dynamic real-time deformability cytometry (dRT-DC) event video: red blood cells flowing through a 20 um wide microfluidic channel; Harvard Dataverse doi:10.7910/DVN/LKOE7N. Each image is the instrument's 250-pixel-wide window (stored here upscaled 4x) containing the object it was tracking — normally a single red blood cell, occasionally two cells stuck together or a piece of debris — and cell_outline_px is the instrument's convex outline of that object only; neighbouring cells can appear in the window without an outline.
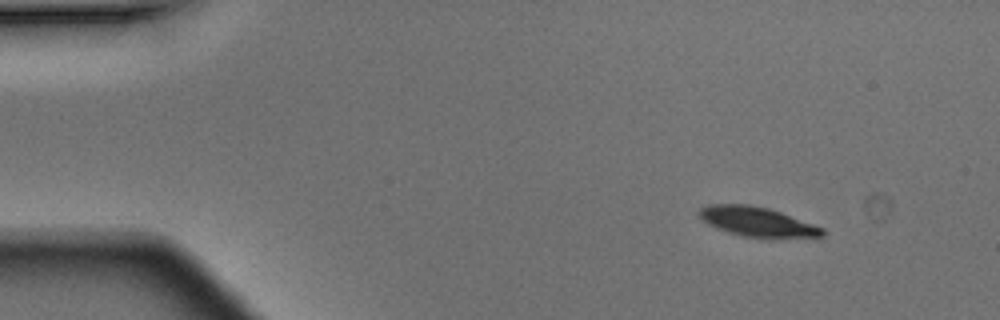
{"species": "Egyptian fruit bat (a non-hibernating species)", "species_latin": "Rousettus aegyptiacus", "temperature_condition": "warm", "stored_images_in_passage": 4, "camera_frame_rate_fps": 3000, "um_per_image_px": 0.085, "animal": {"sex": "male"}, "frame": {"image": 1, "passage_image": 1, "time_ms": 0.0, "image_size_px": [1000, 320], "cell_outline_px": [[824, 236], [744, 236], [728, 232], [716, 228], [708, 224], [700, 216], [700, 208], [708, 204], [748, 204], [768, 208], [780, 212], [824, 228]], "centroid_in_image_um": [64.31, 18.81], "position_along_channel_um": 20.7, "area_um2": 20.4}}
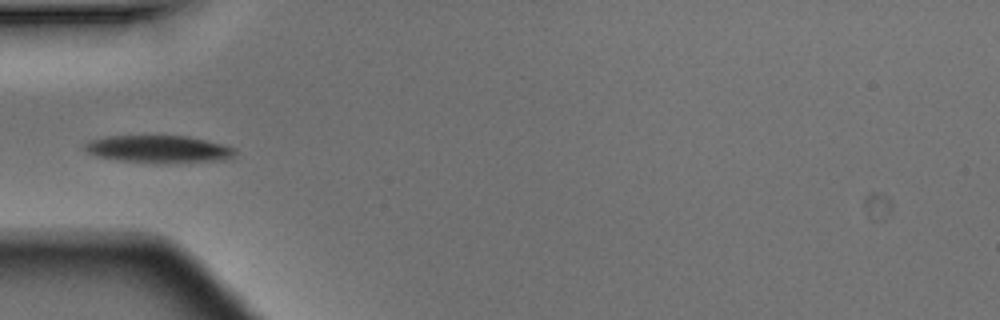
{"frame": {"image": 2, "passage_image": 4, "time_ms": 1.0, "image_size_px": [1000, 320], "cell_outline_px": [[236, 152], [228, 160], [120, 160], [100, 156], [88, 152], [84, 148], [84, 144], [88, 140], [108, 136], [188, 136], [236, 148]], "centroid_in_image_um": [13.45, 12.62], "position_along_channel_um": 71.5, "area_um2": 22.48}}